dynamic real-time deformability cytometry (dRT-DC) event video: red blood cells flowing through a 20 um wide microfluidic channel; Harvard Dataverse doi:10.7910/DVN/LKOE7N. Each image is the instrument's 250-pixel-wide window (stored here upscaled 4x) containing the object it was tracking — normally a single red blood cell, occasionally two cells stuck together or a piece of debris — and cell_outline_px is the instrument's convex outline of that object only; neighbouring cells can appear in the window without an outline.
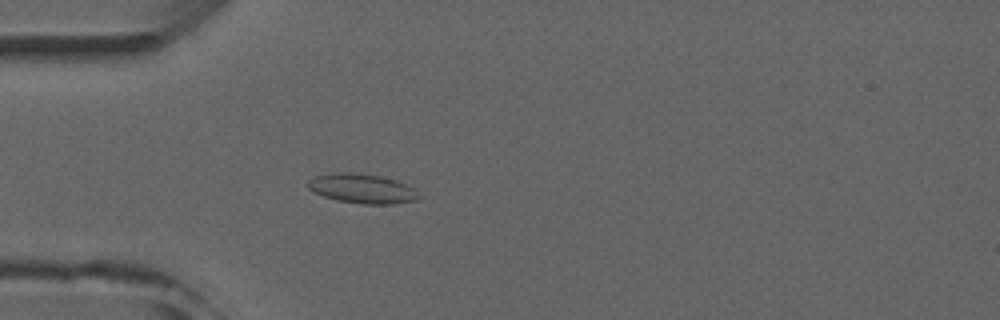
{"species": "common noctule bat (a hibernating species)", "species_latin": "Nyctalus noctula", "temperature_condition": "room temperature", "stored_images_in_passage": 3, "camera_frame_rate_fps": 3000, "um_per_image_px": 0.085, "animal": {"sex": "male", "forearm_length_mm": 52.5}, "frame": {"image": 1, "passage_image": 3, "time_ms": 2.667, "image_size_px": [1000, 320], "cell_outline_px": [[424, 196], [416, 200], [392, 204], [364, 204], [336, 200], [312, 192], [308, 188], [308, 180], [316, 176], [340, 172], [352, 172], [380, 176], [396, 180], [412, 188]], "centroid_in_image_um": [30.79, 16.04], "position_along_channel_um": 54.2, "area_um2": 19.02}}